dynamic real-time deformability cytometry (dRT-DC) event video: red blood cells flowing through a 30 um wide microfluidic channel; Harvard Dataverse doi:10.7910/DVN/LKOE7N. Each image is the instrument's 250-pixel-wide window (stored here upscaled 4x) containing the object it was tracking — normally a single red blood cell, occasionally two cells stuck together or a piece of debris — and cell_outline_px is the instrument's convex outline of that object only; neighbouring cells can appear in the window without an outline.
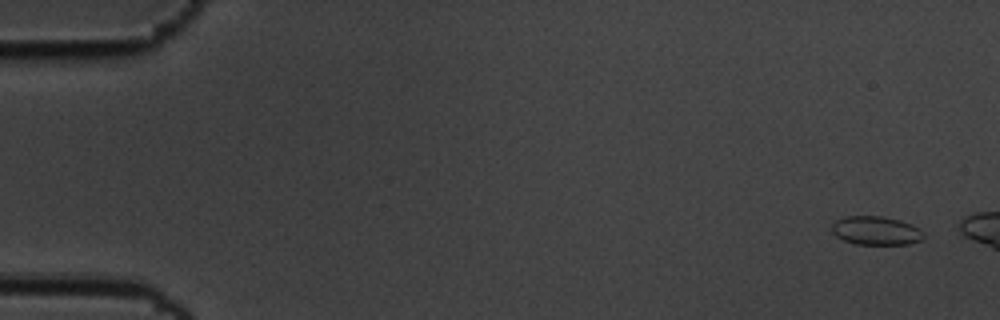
{"species": "common noctule bat (a hibernating species)", "species_latin": "Nyctalus noctula", "temperature_condition": "cold", "stored_images_in_passage": 7, "camera_frame_rate_fps": 3000, "um_per_image_px": 0.085, "animal": {"sex": "male", "body_mass_g": 19.5, "forearm_length_mm": 54.6}, "frame": {"image": 1, "passage_image": 1, "time_ms": 0.0, "image_size_px": [1000, 320], "cell_outline_px": [[924, 236], [920, 240], [908, 244], [856, 244], [844, 240], [836, 236], [832, 232], [832, 224], [836, 220], [844, 216], [884, 216], [900, 220], [912, 224], [920, 228], [924, 232]], "centroid_in_image_um": [74.47, 19.59], "position_along_channel_um": 10.5, "area_um2": 15.43}}